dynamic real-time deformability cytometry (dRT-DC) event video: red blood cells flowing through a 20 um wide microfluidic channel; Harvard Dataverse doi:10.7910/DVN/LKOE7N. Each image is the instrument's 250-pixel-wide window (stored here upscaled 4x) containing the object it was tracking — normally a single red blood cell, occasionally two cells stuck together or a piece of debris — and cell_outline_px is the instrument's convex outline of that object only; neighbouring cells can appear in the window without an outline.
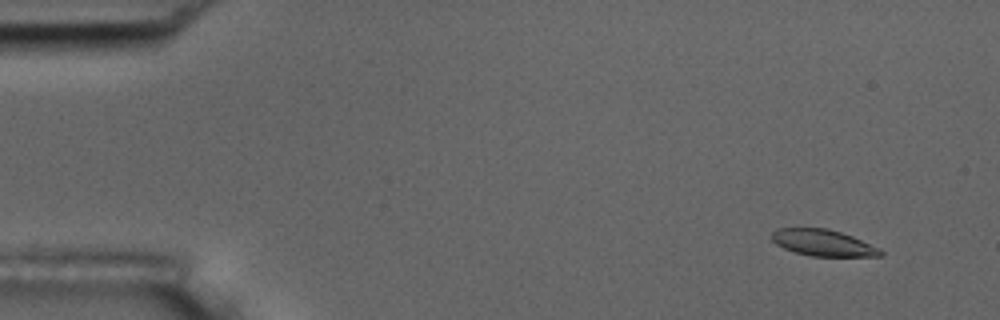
{"species": "common noctule bat (a hibernating species)", "species_latin": "Nyctalus noctula", "temperature_condition": "room temperature", "stored_images_in_passage": 56, "camera_frame_rate_fps": 3000, "um_per_image_px": 0.085, "animal": {"sex": "male", "body_mass_g": 17.5, "forearm_length_mm": 52.3}, "frame": {"image": 1, "passage_image": 5, "time_ms": 1.333, "image_size_px": [1000, 320], "cell_outline_px": [[884, 252], [880, 256], [808, 256], [784, 248], [776, 244], [772, 240], [772, 232], [776, 228], [828, 228], [852, 236], [880, 248]], "centroid_in_image_um": [69.95, 20.63], "position_along_channel_um": 15.0, "area_um2": 16.7}}
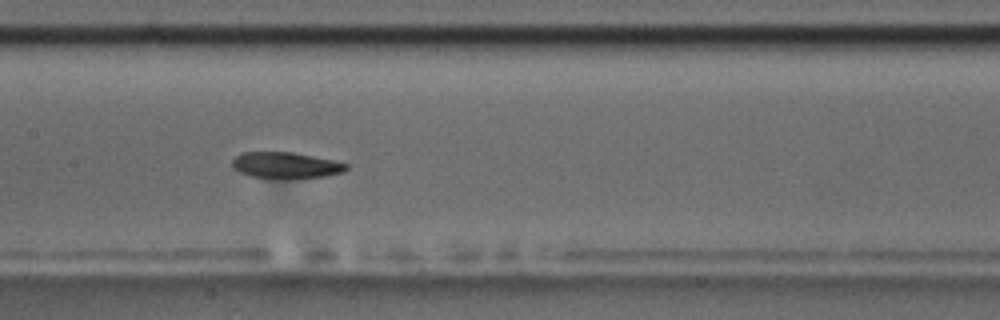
{"frame": {"image": 2, "passage_image": 28, "time_ms": 9.0, "image_size_px": [1000, 320], "cell_outline_px": [[348, 168], [344, 172], [324, 176], [252, 176], [240, 172], [232, 168], [232, 160], [240, 152], [292, 152], [332, 160], [348, 164]], "centroid_in_image_um": [24.26, 14.0], "position_along_channel_um": 183.1, "area_um2": 16.59}}
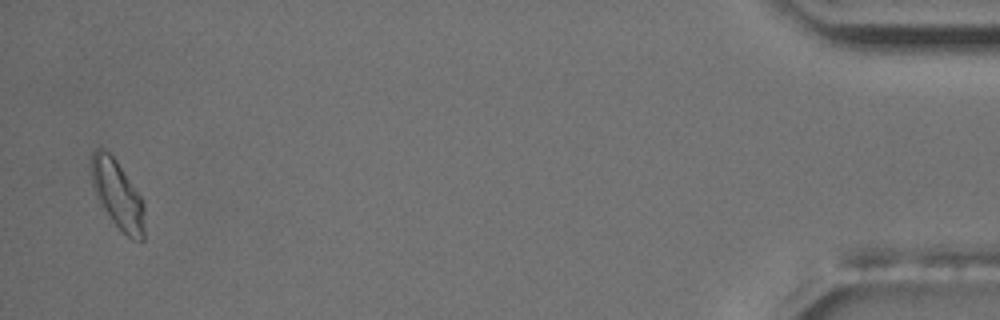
{"frame": {"image": 3, "passage_image": 55, "time_ms": 18.0, "image_size_px": [1000, 320], "cell_outline_px": [[144, 240], [132, 240], [112, 220], [100, 204], [96, 196], [92, 184], [88, 164], [92, 152], [96, 148], [100, 148], [108, 152], [116, 160], [140, 196], [144, 204]], "centroid_in_image_um": [9.95, 16.5], "position_along_channel_um": 425.3, "area_um2": 21.21}, "authors_computed_cell_mechanics": {"area_um2": 18.2648, "velocity_mm_per_s": 3.6432, "shape_relaxation_time_tau1_ms": 4.1683, "shape_relaxation_time_tau2_ms": null, "deformation_change_tau1": 0.1266, "deformation_change_tau2": null}}